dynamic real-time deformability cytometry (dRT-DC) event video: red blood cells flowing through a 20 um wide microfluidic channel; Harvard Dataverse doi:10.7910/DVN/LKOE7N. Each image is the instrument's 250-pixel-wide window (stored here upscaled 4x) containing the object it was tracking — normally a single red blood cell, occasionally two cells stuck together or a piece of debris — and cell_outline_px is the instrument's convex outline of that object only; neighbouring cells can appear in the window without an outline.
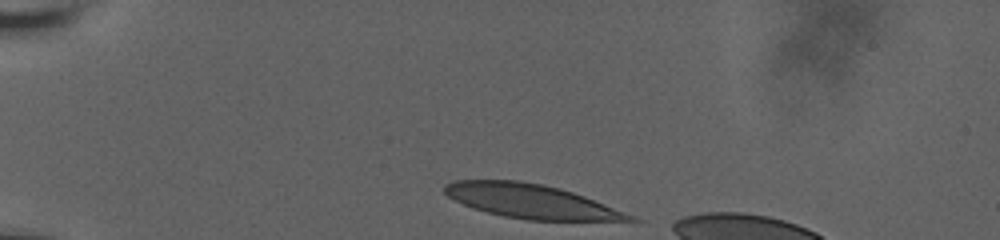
{"species": "human", "species_latin": "Homo sapiens", "temperature_condition": "room temperature", "stored_images_in_passage": 36, "camera_frame_rate_fps": 3000, "um_per_image_px": 0.085, "donor": {"sex": "male"}, "frame": {"image": 1, "passage_image": 1, "time_ms": 0.0, "image_size_px": [1000, 240], "cell_outline_px": [[644, 220], [528, 220], [504, 216], [472, 208], [448, 196], [444, 192], [444, 184], [456, 180], [520, 180], [544, 184], [560, 188], [584, 196], [636, 216]], "centroid_in_image_um": [45.13, 17.09], "position_along_channel_um": 39.9, "area_um2": 36.47}}
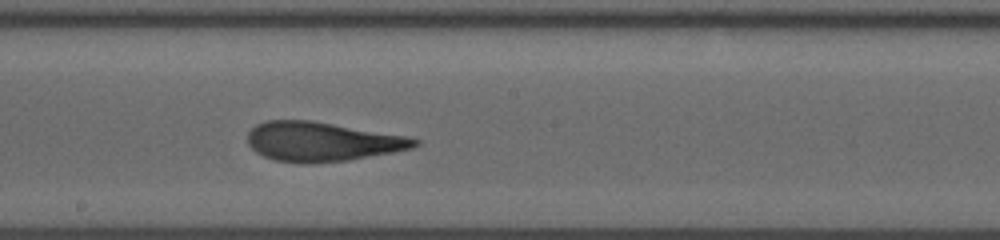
{"frame": {"image": 2, "passage_image": 20, "time_ms": 6.333, "image_size_px": [1000, 240], "cell_outline_px": [[420, 144], [412, 148], [392, 152], [348, 160], [276, 160], [264, 156], [256, 152], [248, 144], [248, 132], [256, 124], [268, 120], [312, 120], [404, 136], [420, 140]], "centroid_in_image_um": [27.36, 11.99], "position_along_channel_um": 220.8, "area_um2": 36.93}}
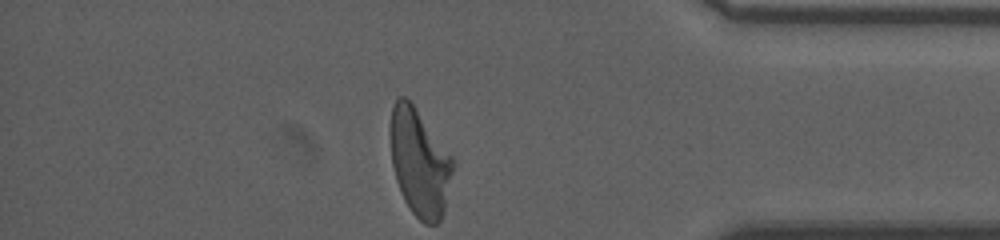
{"frame": {"image": 3, "passage_image": 36, "time_ms": 11.667, "image_size_px": [1000, 240], "cell_outline_px": [[456, 164], [444, 208], [440, 220], [436, 224], [424, 224], [412, 212], [404, 200], [400, 192], [396, 180], [392, 164], [388, 132], [388, 128], [392, 108], [396, 96], [404, 96], [412, 104], [452, 156]], "centroid_in_image_um": [35.64, 13.8], "position_along_channel_um": 399.6, "area_um2": 39.36}, "authors_computed_cell_mechanics": {"area_um2": 37.7434, "velocity_mm_per_s": 3.78, "shape_relaxation_time_tau1_ms": 10.6774, "shape_relaxation_time_tau2_ms": 1.8229, "deformation_change_tau1": 0.3568, "deformation_change_tau2": 0.1198}}